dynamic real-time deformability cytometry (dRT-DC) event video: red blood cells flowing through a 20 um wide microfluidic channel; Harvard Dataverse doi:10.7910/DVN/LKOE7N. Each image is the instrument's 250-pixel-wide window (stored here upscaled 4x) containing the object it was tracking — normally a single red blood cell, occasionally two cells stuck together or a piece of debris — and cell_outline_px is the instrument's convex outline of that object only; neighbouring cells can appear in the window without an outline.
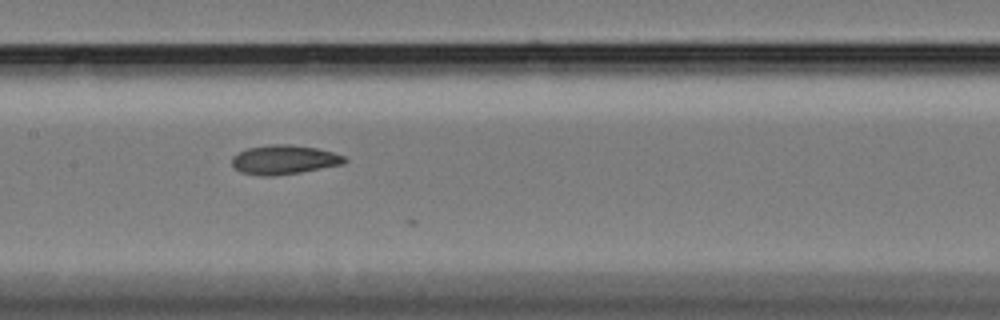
{"species": "Egyptian fruit bat (a non-hibernating species)", "species_latin": "Rousettus aegyptiacus", "temperature_condition": "cold", "stored_images_in_passage": 33, "camera_frame_rate_fps": 3000, "um_per_image_px": 0.085, "animal": {"sex": "female"}, "frame": {"image": 1, "passage_image": 29, "time_ms": 9.333, "image_size_px": [1000, 320], "cell_outline_px": [[348, 160], [344, 164], [300, 172], [272, 176], [260, 176], [240, 172], [232, 164], [232, 156], [248, 148], [272, 144], [288, 144], [316, 148], [332, 152], [344, 156]], "centroid_in_image_um": [24.15, 13.58], "position_along_channel_um": 183.3, "area_um2": 19.07}}
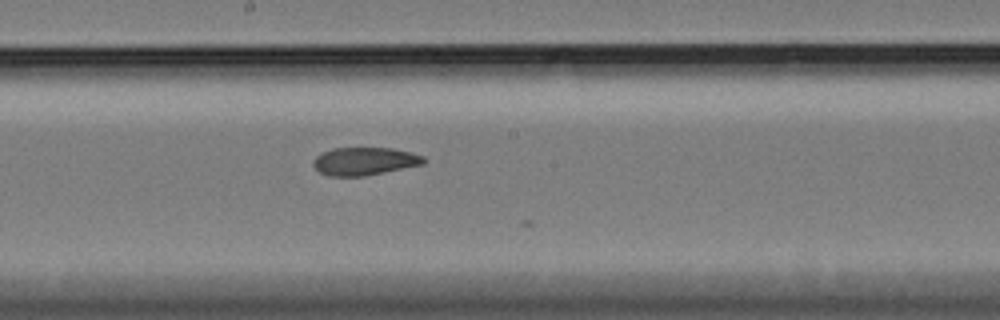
{"frame": {"image": 2, "passage_image": 32, "time_ms": 10.333, "image_size_px": [1000, 320], "cell_outline_px": [[428, 160], [424, 164], [364, 176], [328, 176], [320, 172], [312, 164], [312, 160], [320, 152], [332, 148], [392, 148], [412, 152], [424, 156]], "centroid_in_image_um": [30.99, 13.69], "position_along_channel_um": 217.2, "area_um2": 18.15}}